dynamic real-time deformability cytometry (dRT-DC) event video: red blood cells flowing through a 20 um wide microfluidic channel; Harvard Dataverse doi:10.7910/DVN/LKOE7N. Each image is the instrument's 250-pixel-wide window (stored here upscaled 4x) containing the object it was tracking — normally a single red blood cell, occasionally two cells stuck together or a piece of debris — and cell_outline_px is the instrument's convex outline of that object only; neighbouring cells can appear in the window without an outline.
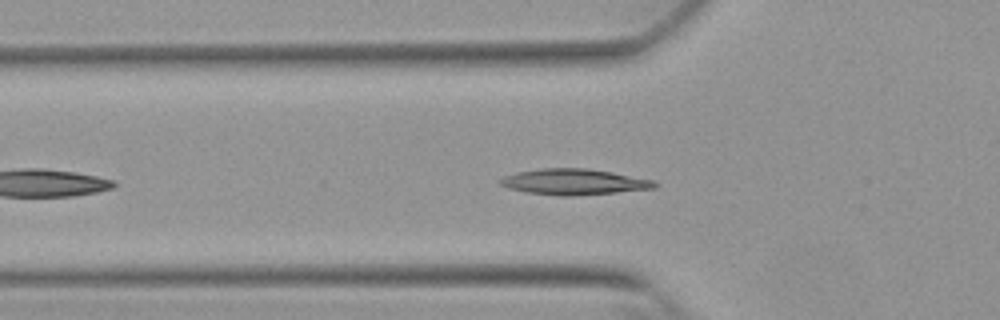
{"species": "Egyptian fruit bat (a non-hibernating species)", "species_latin": "Rousettus aegyptiacus", "temperature_condition": "warm", "stored_images_in_passage": 35, "camera_frame_rate_fps": 3000, "um_per_image_px": 0.085, "animal": {"sex": "female"}, "frame": {"image": 1, "passage_image": 7, "time_ms": 2.0, "image_size_px": [1000, 320], "cell_outline_px": [[660, 184], [656, 188], [616, 192], [572, 196], [560, 196], [524, 192], [508, 188], [500, 184], [496, 180], [504, 176], [516, 172], [544, 168], [588, 168], [612, 172], [652, 180]], "centroid_in_image_um": [48.75, 15.46], "position_along_channel_um": 77.0, "area_um2": 23.35}}
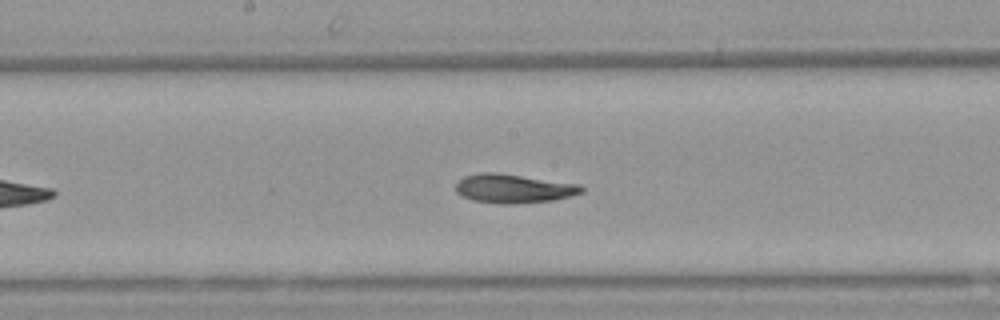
{"frame": {"image": 2, "passage_image": 17, "time_ms": 5.333, "image_size_px": [1000, 320], "cell_outline_px": [[584, 192], [572, 196], [552, 200], [516, 204], [500, 204], [472, 200], [456, 192], [456, 180], [464, 176], [480, 172], [496, 172], [580, 184], [584, 188]], "centroid_in_image_um": [43.65, 16.02], "position_along_channel_um": 204.6, "area_um2": 21.39}}
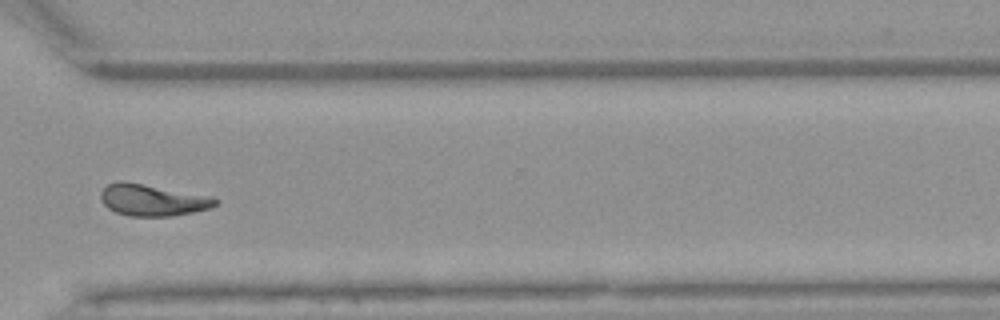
{"frame": {"image": 3, "passage_image": 29, "time_ms": 9.333, "image_size_px": [1000, 320], "cell_outline_px": [[220, 200], [216, 204], [208, 208], [192, 212], [172, 216], [128, 216], [116, 212], [108, 208], [100, 200], [100, 192], [108, 184], [116, 180], [124, 180], [212, 196]], "centroid_in_image_um": [12.93, 16.98], "position_along_channel_um": 357.7, "area_um2": 21.33}, "authors_computed_cell_mechanics": {"area_um2": 20.9814, "velocity_mm_per_s": 3.8217, "shape_relaxation_time_tau1_ms": null, "shape_relaxation_time_tau2_ms": 3.725, "deformation_change_tau1": null, "deformation_change_tau2": 0.103}}